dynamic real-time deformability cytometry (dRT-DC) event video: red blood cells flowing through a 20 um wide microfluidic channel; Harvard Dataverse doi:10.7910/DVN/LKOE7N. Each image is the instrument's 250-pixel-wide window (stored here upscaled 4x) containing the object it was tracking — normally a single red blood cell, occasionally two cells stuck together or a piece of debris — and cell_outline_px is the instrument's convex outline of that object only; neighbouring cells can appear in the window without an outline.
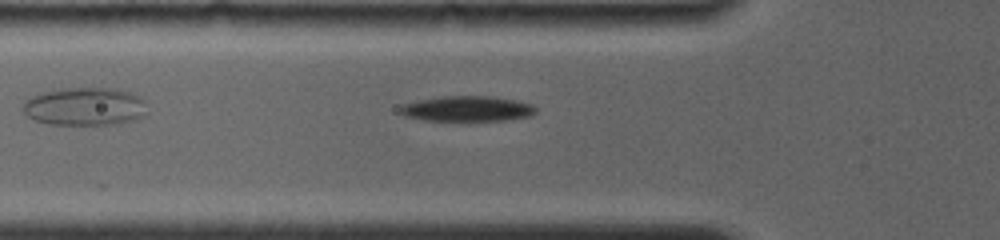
{"species": "common noctule bat (a hibernating species)", "species_latin": "Nyctalus noctula", "temperature_condition": "room temperature", "stored_images_in_passage": 28, "camera_frame_rate_fps": 4000, "um_per_image_px": 0.085, "animal": {"sex": "female", "body_mass_g": 19.0, "forearm_length_mm": 56.7}, "frame": {"image": 1, "passage_image": 8, "time_ms": 1.0, "image_size_px": [1000, 240], "cell_outline_px": [[536, 112], [528, 116], [504, 120], [424, 120], [408, 116], [400, 112], [400, 108], [404, 104], [416, 100], [440, 96], [492, 96], [532, 104], [536, 108]], "centroid_in_image_um": [39.7, 9.23], "position_along_channel_um": 86.1, "area_um2": 19.71}}
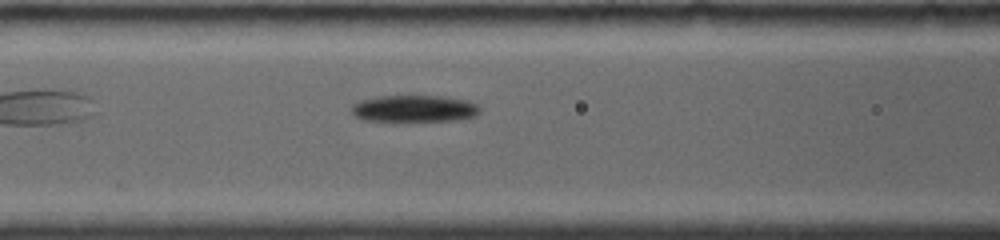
{"frame": {"image": 2, "passage_image": 17, "time_ms": 2.25, "image_size_px": [1000, 240], "cell_outline_px": [[480, 108], [472, 116], [452, 120], [368, 120], [356, 116], [352, 112], [352, 104], [360, 100], [380, 96], [440, 96], [464, 100], [476, 104]], "centroid_in_image_um": [35.15, 9.21], "position_along_channel_um": 131.4, "area_um2": 19.31}}
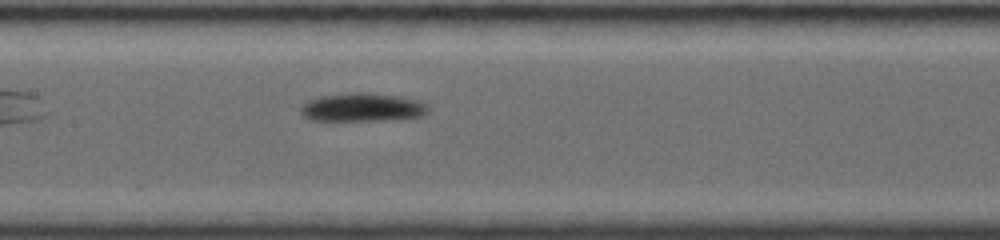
{"frame": {"image": 3, "passage_image": 26, "time_ms": 3.5, "image_size_px": [1000, 240], "cell_outline_px": [[428, 108], [420, 116], [376, 120], [312, 120], [304, 116], [300, 112], [300, 108], [308, 100], [320, 96], [348, 92], [368, 92], [400, 96], [416, 100], [424, 104]], "centroid_in_image_um": [30.71, 9.1], "position_along_channel_um": 176.7, "area_um2": 20.75}}